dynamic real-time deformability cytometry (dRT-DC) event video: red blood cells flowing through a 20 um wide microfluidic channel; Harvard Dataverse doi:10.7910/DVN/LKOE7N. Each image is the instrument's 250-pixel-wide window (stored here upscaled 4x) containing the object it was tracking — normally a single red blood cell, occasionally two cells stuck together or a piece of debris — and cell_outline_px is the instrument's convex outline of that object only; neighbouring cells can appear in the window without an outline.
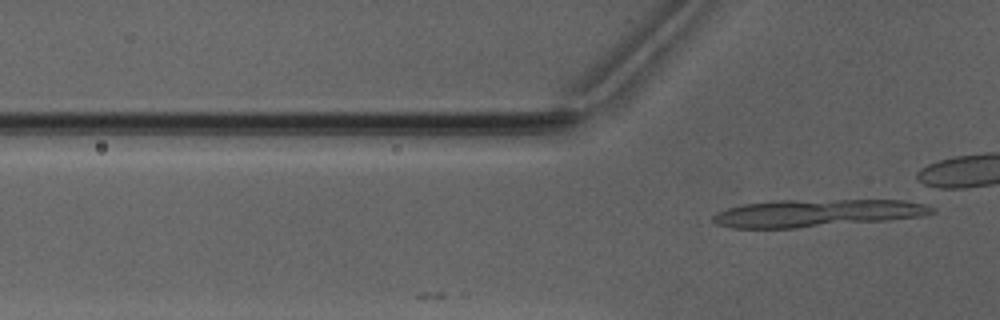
{"species": "Egyptian fruit bat (a non-hibernating species)", "species_latin": "Rousettus aegyptiacus", "temperature_condition": "warm", "stored_images_in_passage": 16, "camera_frame_rate_fps": 3000, "um_per_image_px": 0.085, "animal": {"sex": "male"}, "frame": {"image": 1, "passage_image": 16, "time_ms": 5.0, "image_size_px": [1000, 320], "cell_outline_px": [[936, 212], [920, 216], [888, 220], [796, 228], [732, 228], [716, 224], [712, 220], [712, 216], [728, 208], [744, 204], [772, 200], [904, 200], [924, 204], [936, 208]], "centroid_in_image_um": [69.44, 18.11], "position_along_channel_um": 56.4, "area_um2": 35.03}}